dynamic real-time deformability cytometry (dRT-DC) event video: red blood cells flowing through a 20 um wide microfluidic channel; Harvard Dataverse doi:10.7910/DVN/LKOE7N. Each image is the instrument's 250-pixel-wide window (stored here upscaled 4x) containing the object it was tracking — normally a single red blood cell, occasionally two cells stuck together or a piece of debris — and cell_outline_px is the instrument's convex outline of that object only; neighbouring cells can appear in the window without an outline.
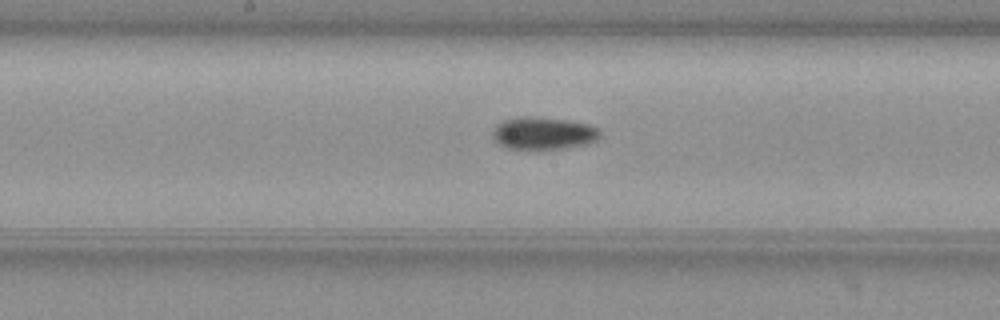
{"species": "common noctule bat (a hibernating species)", "species_latin": "Nyctalus noctula", "temperature_condition": "warm", "stored_images_in_passage": 38, "camera_frame_rate_fps": 3000, "um_per_image_px": 0.085, "animal": {"sex": "female", "body_mass_g": 19.3, "forearm_length_mm": 54.1}, "frame": {"image": 1, "passage_image": 12, "time_ms": 3.667, "image_size_px": [1000, 320], "cell_outline_px": [[600, 136], [596, 140], [588, 144], [564, 148], [536, 152], [508, 148], [500, 144], [496, 140], [492, 132], [504, 120], [524, 116], [532, 116], [568, 120], [588, 124], [600, 128]], "centroid_in_image_um": [46.24, 11.37], "position_along_channel_um": 202.0, "area_um2": 20.75}}
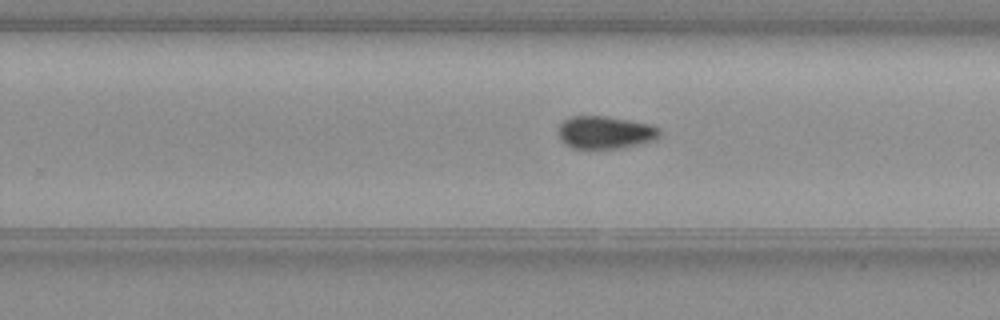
{"frame": {"image": 2, "passage_image": 18, "time_ms": 5.667, "image_size_px": [1000, 320], "cell_outline_px": [[660, 136], [656, 140], [624, 148], [572, 148], [564, 144], [560, 140], [560, 124], [568, 116], [604, 116], [648, 124], [660, 128]], "centroid_in_image_um": [51.45, 11.26], "position_along_channel_um": 278.3, "area_um2": 19.25}}
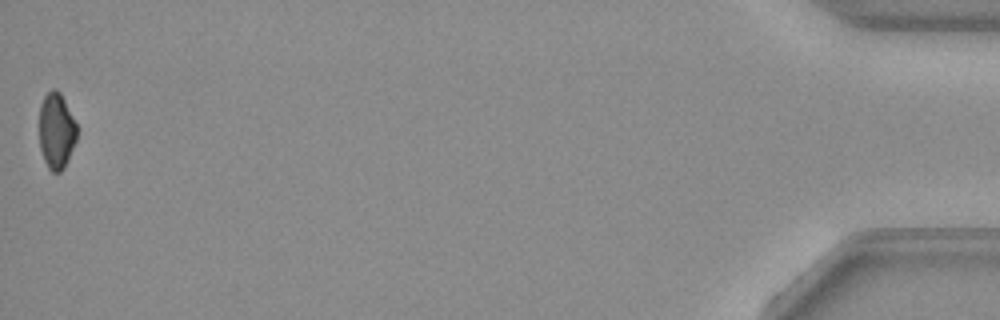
{"frame": {"image": 3, "passage_image": 38, "time_ms": 12.333, "image_size_px": [1000, 320], "cell_outline_px": [[76, 140], [64, 168], [60, 172], [52, 172], [48, 168], [44, 160], [40, 148], [40, 104], [44, 96], [52, 88], [56, 88], [60, 92], [76, 124]], "centroid_in_image_um": [4.78, 11.12], "position_along_channel_um": 430.4, "area_um2": 16.47}, "authors_computed_cell_mechanics": {"area_um2": 18.9584, "velocity_mm_per_s": 3.8466, "shape_relaxation_time_tau1_ms": 8.6357, "shape_relaxation_time_tau2_ms": null, "deformation_change_tau1": 0.1677, "deformation_change_tau2": null}}